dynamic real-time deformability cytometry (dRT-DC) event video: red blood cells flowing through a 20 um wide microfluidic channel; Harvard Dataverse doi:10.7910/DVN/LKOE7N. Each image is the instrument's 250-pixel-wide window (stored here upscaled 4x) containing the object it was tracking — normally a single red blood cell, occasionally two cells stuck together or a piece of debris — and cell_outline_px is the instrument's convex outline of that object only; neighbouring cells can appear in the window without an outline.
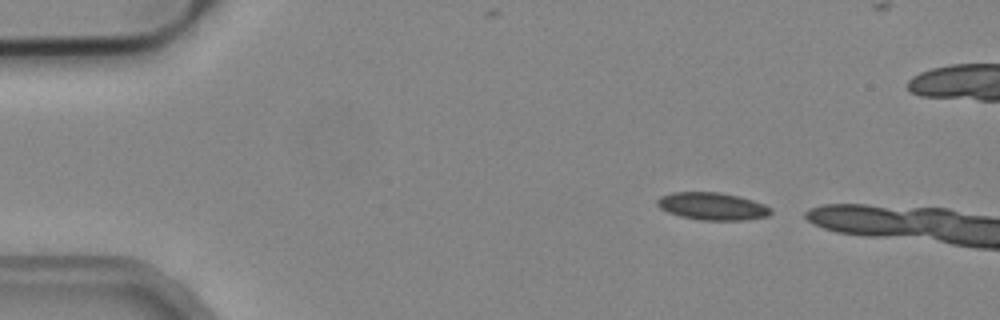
{"species": "common noctule bat (a hibernating species)", "species_latin": "Nyctalus noctula", "temperature_condition": "cold", "stored_images_in_passage": 3, "camera_frame_rate_fps": 3000, "um_per_image_px": 0.085, "animal": {"sex": "male", "body_mass_g": 19.2, "forearm_length_mm": 51.8}, "frame": {"image": 1, "passage_image": 1, "time_ms": 0.0, "image_size_px": [1000, 320], "cell_outline_px": [[772, 212], [768, 216], [744, 220], [700, 220], [680, 216], [668, 212], [660, 208], [656, 204], [656, 200], [660, 196], [672, 192], [720, 192], [740, 196], [764, 204], [772, 208]], "centroid_in_image_um": [60.54, 17.52], "position_along_channel_um": 24.5, "area_um2": 18.32}}